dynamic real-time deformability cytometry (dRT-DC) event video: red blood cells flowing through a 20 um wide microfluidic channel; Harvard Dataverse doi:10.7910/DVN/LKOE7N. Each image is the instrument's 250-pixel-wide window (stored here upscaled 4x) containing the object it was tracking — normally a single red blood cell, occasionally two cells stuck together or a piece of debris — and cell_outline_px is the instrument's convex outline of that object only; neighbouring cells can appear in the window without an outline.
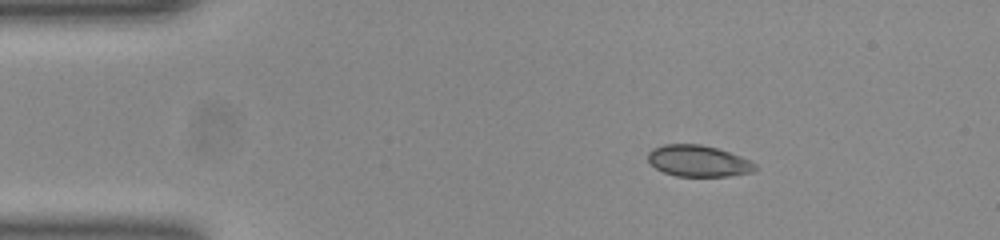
{"species": "common noctule bat (a hibernating species)", "species_latin": "Nyctalus noctula", "temperature_condition": "room temperature", "stored_images_in_passage": 44, "camera_frame_rate_fps": 3000, "um_per_image_px": 0.085, "animal": {"sex": "female", "body_mass_g": 23.0, "forearm_length_mm": 53.4}, "frame": {"image": 1, "passage_image": 1, "time_ms": 0.0, "image_size_px": [1000, 240], "cell_outline_px": [[760, 168], [752, 172], [728, 176], [676, 176], [664, 172], [656, 168], [648, 160], [648, 152], [652, 148], [664, 144], [700, 144], [716, 148], [740, 156], [756, 164]], "centroid_in_image_um": [59.36, 13.68], "position_along_channel_um": 25.6, "area_um2": 19.54}}
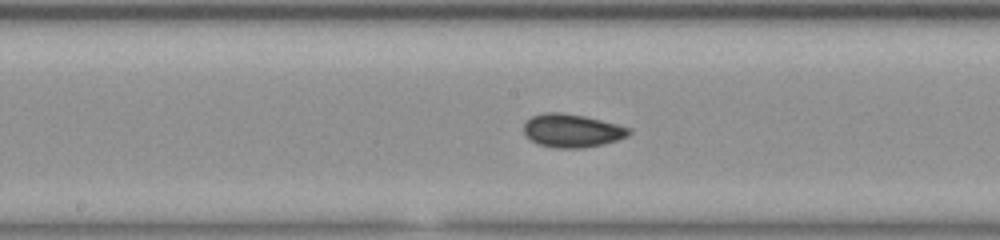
{"frame": {"image": 2, "passage_image": 19, "time_ms": 6.0, "image_size_px": [1000, 240], "cell_outline_px": [[632, 132], [628, 136], [616, 140], [584, 148], [556, 148], [540, 144], [532, 140], [524, 132], [524, 120], [532, 116], [544, 112], [560, 112], [584, 116], [632, 128]], "centroid_in_image_um": [48.62, 11.09], "position_along_channel_um": 199.6, "area_um2": 20.29}}
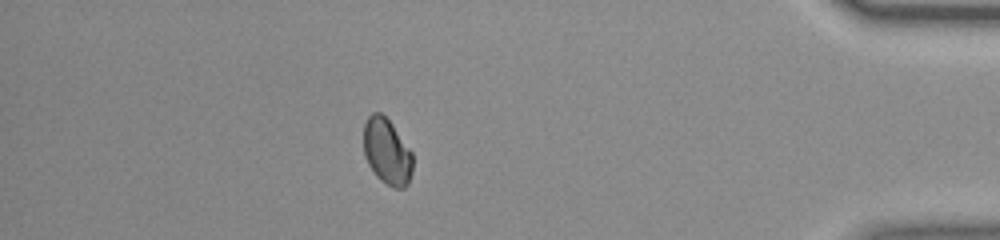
{"frame": {"image": 3, "passage_image": 38, "time_ms": 12.333, "image_size_px": [1000, 240], "cell_outline_px": [[412, 172], [408, 184], [404, 188], [396, 188], [380, 180], [376, 176], [368, 164], [364, 156], [364, 124], [368, 116], [372, 112], [380, 112], [392, 124], [412, 152]], "centroid_in_image_um": [32.88, 12.89], "position_along_channel_um": 402.3, "area_um2": 18.84}, "authors_computed_cell_mechanics": {"area_um2": 19.5942, "velocity_mm_per_s": 3.9445, "shape_relaxation_time_tau1_ms": 2.9117, "shape_relaxation_time_tau2_ms": null, "deformation_change_tau1": 0.0808, "deformation_change_tau2": null}}